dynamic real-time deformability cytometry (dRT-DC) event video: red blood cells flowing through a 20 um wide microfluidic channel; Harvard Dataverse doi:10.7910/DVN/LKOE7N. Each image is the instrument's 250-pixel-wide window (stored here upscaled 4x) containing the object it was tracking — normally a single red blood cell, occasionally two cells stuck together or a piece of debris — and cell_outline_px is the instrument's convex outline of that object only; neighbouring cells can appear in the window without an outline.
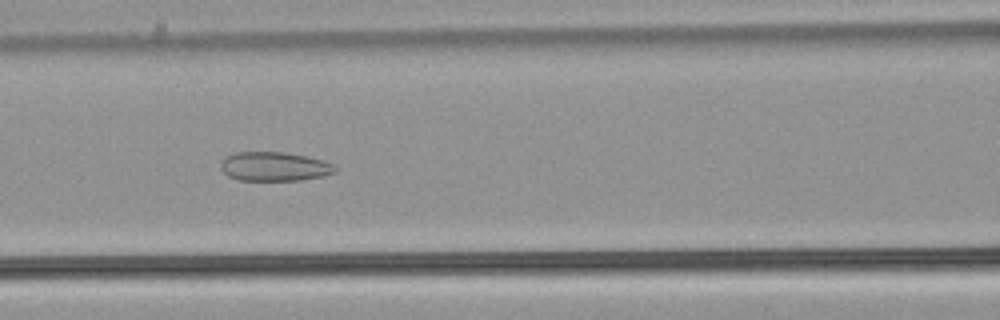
{"species": "common noctule bat (a hibernating species)", "species_latin": "Nyctalus noctula", "temperature_condition": "warm", "stored_images_in_passage": 41, "camera_frame_rate_fps": 3000, "um_per_image_px": 0.085, "animal": {"sex": "male", "body_mass_g": 21.5, "forearm_length_mm": 52.0}, "frame": {"image": 1, "passage_image": 12, "time_ms": 3.667, "image_size_px": [1000, 320], "cell_outline_px": [[336, 172], [324, 176], [300, 180], [236, 180], [228, 176], [220, 168], [220, 160], [224, 156], [236, 152], [284, 152], [304, 156], [320, 160], [332, 164], [336, 168]], "centroid_in_image_um": [23.25, 14.15], "position_along_channel_um": 143.3, "area_um2": 19.42}}
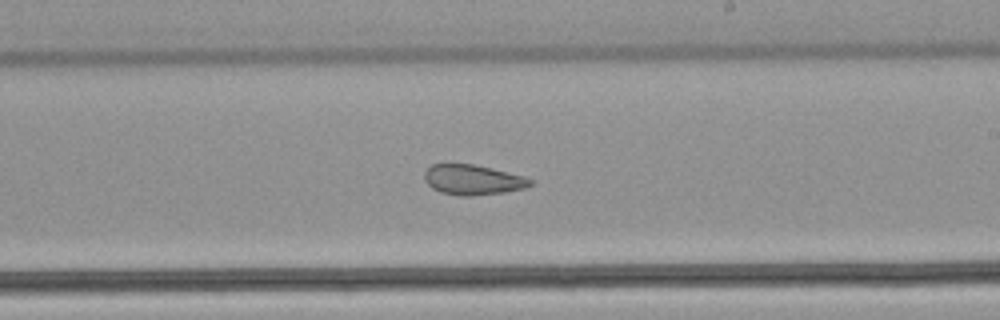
{"frame": {"image": 2, "passage_image": 20, "time_ms": 6.333, "image_size_px": [1000, 320], "cell_outline_px": [[532, 184], [524, 188], [504, 192], [472, 196], [460, 196], [440, 192], [432, 188], [424, 180], [424, 172], [432, 164], [472, 164], [492, 168], [524, 176], [532, 180]], "centroid_in_image_um": [40.17, 15.28], "position_along_channel_um": 248.8, "area_um2": 18.55}}
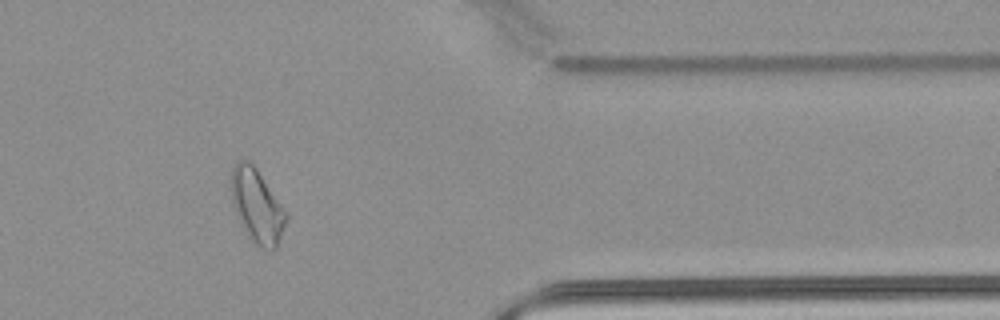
{"frame": {"image": 3, "passage_image": 32, "time_ms": 10.333, "image_size_px": [1000, 320], "cell_outline_px": [[288, 220], [276, 248], [264, 248], [252, 244], [236, 216], [232, 204], [228, 184], [232, 168], [236, 160], [248, 160], [256, 168], [288, 212]], "centroid_in_image_um": [21.81, 17.48], "position_along_channel_um": 389.6, "area_um2": 24.28}, "authors_computed_cell_mechanics": {"area_um2": 21.3282, "velocity_mm_per_s": 3.9735, "shape_relaxation_time_tau1_ms": null, "shape_relaxation_time_tau2_ms": 2.1671, "deformation_change_tau1": null, "deformation_change_tau2": 0.0941}}